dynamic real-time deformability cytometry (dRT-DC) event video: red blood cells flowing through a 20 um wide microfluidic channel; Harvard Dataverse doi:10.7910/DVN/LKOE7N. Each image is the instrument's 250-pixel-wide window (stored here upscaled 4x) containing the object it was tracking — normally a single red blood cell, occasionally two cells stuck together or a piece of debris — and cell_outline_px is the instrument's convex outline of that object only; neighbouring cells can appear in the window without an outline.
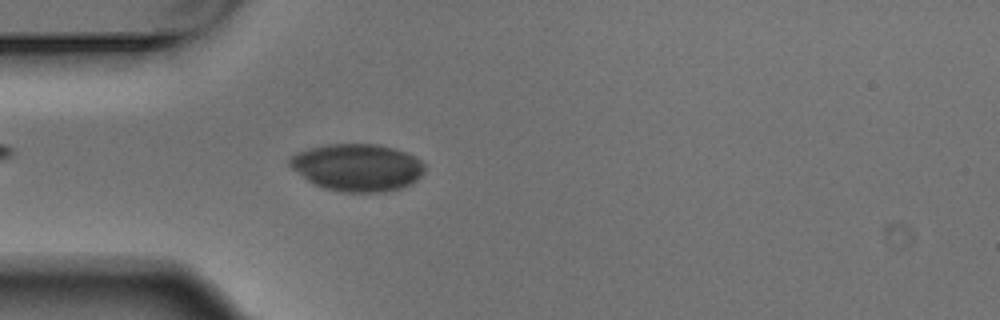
{"species": "Egyptian fruit bat (a non-hibernating species)", "species_latin": "Rousettus aegyptiacus", "temperature_condition": "warm", "stored_images_in_passage": 5, "segment_of_instrument_passage": [2, 2], "camera_frame_rate_fps": 3000, "um_per_image_px": 0.085, "animal": {"sex": "male"}, "frame": {"image": 1, "passage_image": 5, "time_ms": 1.333, "image_size_px": [1000, 320], "cell_outline_px": [[424, 172], [412, 184], [400, 188], [384, 192], [340, 192], [324, 188], [308, 180], [292, 168], [288, 164], [288, 156], [296, 152], [308, 148], [324, 144], [380, 144], [404, 152], [420, 160], [424, 164]], "centroid_in_image_um": [30.34, 14.23], "position_along_channel_um": 54.7, "area_um2": 37.28}}